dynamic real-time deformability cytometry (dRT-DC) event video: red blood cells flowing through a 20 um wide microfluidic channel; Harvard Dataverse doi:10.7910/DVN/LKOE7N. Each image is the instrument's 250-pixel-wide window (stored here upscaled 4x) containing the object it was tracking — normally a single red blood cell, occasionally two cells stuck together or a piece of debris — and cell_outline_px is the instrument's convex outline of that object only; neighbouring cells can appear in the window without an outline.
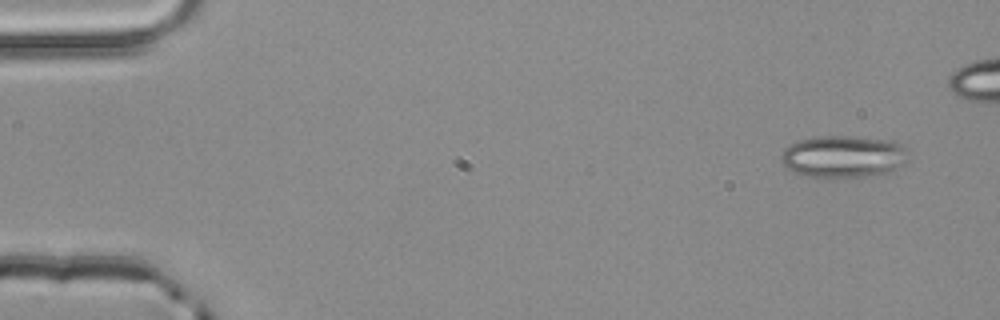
{"species": "common noctule bat (a hibernating species)", "species_latin": "Nyctalus noctula", "temperature_condition": "room temperature", "stored_images_in_passage": 5, "camera_frame_rate_fps": 3000, "um_per_image_px": 0.085, "animal": {"sex": "male", "body_mass_g": 20.4}, "frame": {"image": 1, "passage_image": 1, "time_ms": 0.0, "image_size_px": [1000, 320], "cell_outline_px": [[904, 148], [900, 164], [888, 172], [868, 176], [836, 180], [832, 180], [800, 176], [784, 168], [780, 156], [784, 148], [788, 144], [800, 140], [820, 136], [848, 136], [892, 140], [900, 144]], "centroid_in_image_um": [71.51, 13.35], "position_along_channel_um": 13.5, "area_um2": 31.62}}